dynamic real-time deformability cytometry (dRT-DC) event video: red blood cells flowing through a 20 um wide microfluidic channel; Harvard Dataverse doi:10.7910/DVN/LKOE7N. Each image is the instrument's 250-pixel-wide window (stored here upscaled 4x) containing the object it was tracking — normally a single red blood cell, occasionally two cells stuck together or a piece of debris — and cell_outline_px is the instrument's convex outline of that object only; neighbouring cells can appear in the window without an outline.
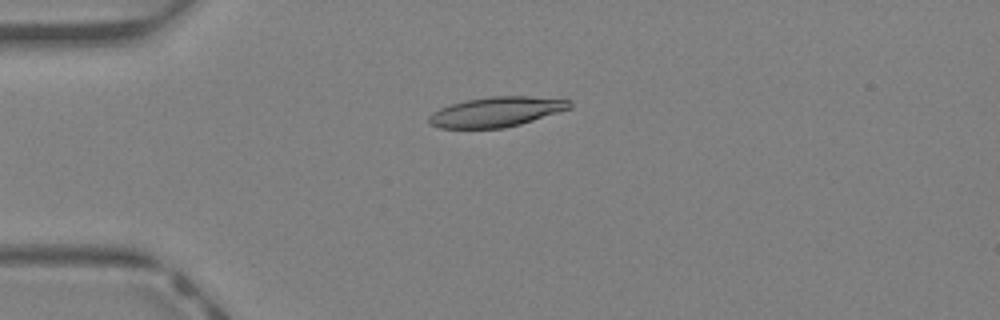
{"species": "Egyptian fruit bat (a non-hibernating species)", "species_latin": "Rousettus aegyptiacus", "temperature_condition": "warm", "stored_images_in_passage": 33, "camera_frame_rate_fps": 3000, "um_per_image_px": 0.085, "animal": {"sex": "female"}, "frame": {"image": 1, "passage_image": 1, "time_ms": 0.0, "image_size_px": [1000, 320], "cell_outline_px": [[572, 108], [520, 124], [504, 128], [440, 128], [428, 124], [428, 116], [432, 112], [440, 108], [452, 104], [468, 100], [492, 96], [528, 96], [572, 100]], "centroid_in_image_um": [42.19, 9.51], "position_along_channel_um": 42.8, "area_um2": 24.51}}
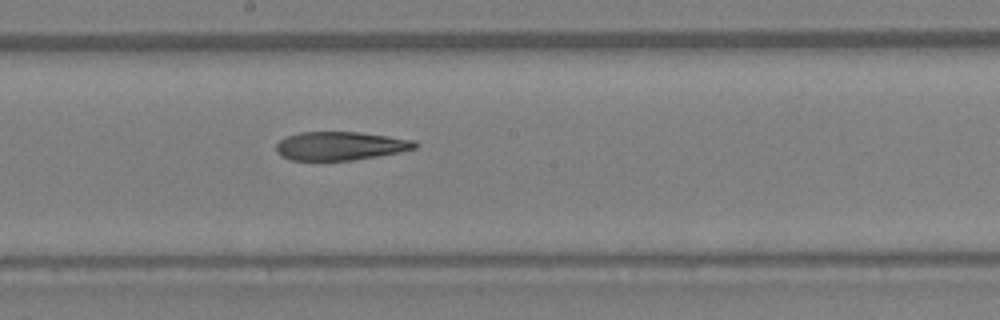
{"frame": {"image": 2, "passage_image": 14, "time_ms": 4.333, "image_size_px": [1000, 320], "cell_outline_px": [[420, 144], [416, 148], [400, 152], [352, 160], [288, 160], [280, 156], [276, 152], [276, 144], [280, 140], [288, 136], [300, 132], [356, 132], [388, 136], [416, 140]], "centroid_in_image_um": [28.93, 12.4], "position_along_channel_um": 219.3, "area_um2": 23.12}}
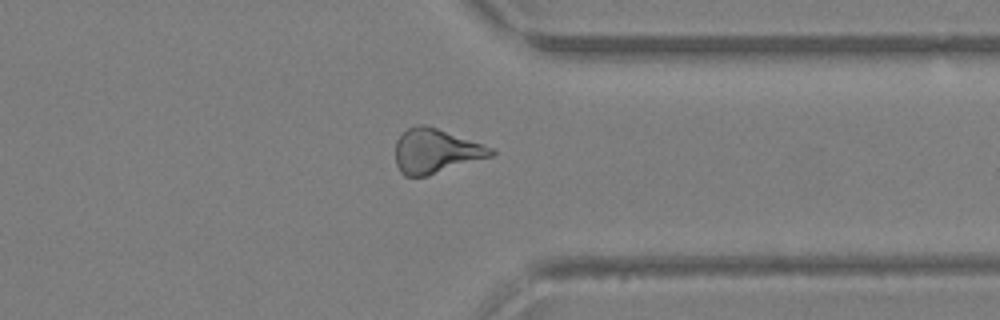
{"frame": {"image": 3, "passage_image": 24, "time_ms": 7.667, "image_size_px": [1000, 320], "cell_outline_px": [[496, 152], [492, 156], [428, 176], [404, 176], [400, 172], [396, 164], [396, 140], [400, 132], [416, 124], [424, 124], [496, 148]], "centroid_in_image_um": [37.03, 12.83], "position_along_channel_um": 374.4, "area_um2": 24.97}}